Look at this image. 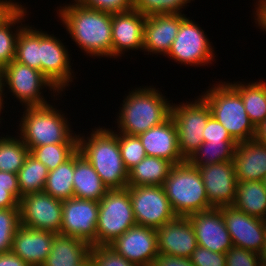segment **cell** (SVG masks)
<instances>
[{
    "label": "cell",
    "mask_w": 266,
    "mask_h": 266,
    "mask_svg": "<svg viewBox=\"0 0 266 266\" xmlns=\"http://www.w3.org/2000/svg\"><path fill=\"white\" fill-rule=\"evenodd\" d=\"M90 255L95 266H136L108 246L91 247Z\"/></svg>",
    "instance_id": "b9f144b4"
},
{
    "label": "cell",
    "mask_w": 266,
    "mask_h": 266,
    "mask_svg": "<svg viewBox=\"0 0 266 266\" xmlns=\"http://www.w3.org/2000/svg\"><path fill=\"white\" fill-rule=\"evenodd\" d=\"M254 6L256 10L253 13V19L257 27L266 32V0H257ZM255 15V16H254Z\"/></svg>",
    "instance_id": "7dc6e473"
},
{
    "label": "cell",
    "mask_w": 266,
    "mask_h": 266,
    "mask_svg": "<svg viewBox=\"0 0 266 266\" xmlns=\"http://www.w3.org/2000/svg\"><path fill=\"white\" fill-rule=\"evenodd\" d=\"M68 48L54 34L40 29L41 73L62 93L73 82Z\"/></svg>",
    "instance_id": "5bb4252c"
},
{
    "label": "cell",
    "mask_w": 266,
    "mask_h": 266,
    "mask_svg": "<svg viewBox=\"0 0 266 266\" xmlns=\"http://www.w3.org/2000/svg\"><path fill=\"white\" fill-rule=\"evenodd\" d=\"M118 144L124 166L128 171L147 156L138 136L118 133Z\"/></svg>",
    "instance_id": "f35d334b"
},
{
    "label": "cell",
    "mask_w": 266,
    "mask_h": 266,
    "mask_svg": "<svg viewBox=\"0 0 266 266\" xmlns=\"http://www.w3.org/2000/svg\"><path fill=\"white\" fill-rule=\"evenodd\" d=\"M236 147L235 141L203 142L187 161L196 168L233 161Z\"/></svg>",
    "instance_id": "1f68e13d"
},
{
    "label": "cell",
    "mask_w": 266,
    "mask_h": 266,
    "mask_svg": "<svg viewBox=\"0 0 266 266\" xmlns=\"http://www.w3.org/2000/svg\"><path fill=\"white\" fill-rule=\"evenodd\" d=\"M234 141L226 128L211 116L203 131V142Z\"/></svg>",
    "instance_id": "f6af8a7d"
},
{
    "label": "cell",
    "mask_w": 266,
    "mask_h": 266,
    "mask_svg": "<svg viewBox=\"0 0 266 266\" xmlns=\"http://www.w3.org/2000/svg\"><path fill=\"white\" fill-rule=\"evenodd\" d=\"M78 151L91 163L108 189L128 186V170L123 163L115 130L99 126L87 137L79 134Z\"/></svg>",
    "instance_id": "7a4b0ae2"
},
{
    "label": "cell",
    "mask_w": 266,
    "mask_h": 266,
    "mask_svg": "<svg viewBox=\"0 0 266 266\" xmlns=\"http://www.w3.org/2000/svg\"><path fill=\"white\" fill-rule=\"evenodd\" d=\"M263 184H264V187H265V189H266V176L263 178Z\"/></svg>",
    "instance_id": "9f6ffc18"
},
{
    "label": "cell",
    "mask_w": 266,
    "mask_h": 266,
    "mask_svg": "<svg viewBox=\"0 0 266 266\" xmlns=\"http://www.w3.org/2000/svg\"><path fill=\"white\" fill-rule=\"evenodd\" d=\"M153 266H193L190 258L158 254Z\"/></svg>",
    "instance_id": "bcb514c9"
},
{
    "label": "cell",
    "mask_w": 266,
    "mask_h": 266,
    "mask_svg": "<svg viewBox=\"0 0 266 266\" xmlns=\"http://www.w3.org/2000/svg\"><path fill=\"white\" fill-rule=\"evenodd\" d=\"M254 139L266 145V119L256 127Z\"/></svg>",
    "instance_id": "f907efd6"
},
{
    "label": "cell",
    "mask_w": 266,
    "mask_h": 266,
    "mask_svg": "<svg viewBox=\"0 0 266 266\" xmlns=\"http://www.w3.org/2000/svg\"><path fill=\"white\" fill-rule=\"evenodd\" d=\"M147 156L160 157L174 165L184 162L177 142V131L171 115L161 124L138 135Z\"/></svg>",
    "instance_id": "603a6c76"
},
{
    "label": "cell",
    "mask_w": 266,
    "mask_h": 266,
    "mask_svg": "<svg viewBox=\"0 0 266 266\" xmlns=\"http://www.w3.org/2000/svg\"><path fill=\"white\" fill-rule=\"evenodd\" d=\"M76 3L110 14L128 12L133 9V0H73Z\"/></svg>",
    "instance_id": "60d3db41"
},
{
    "label": "cell",
    "mask_w": 266,
    "mask_h": 266,
    "mask_svg": "<svg viewBox=\"0 0 266 266\" xmlns=\"http://www.w3.org/2000/svg\"><path fill=\"white\" fill-rule=\"evenodd\" d=\"M226 266H261L258 253L232 246L226 252Z\"/></svg>",
    "instance_id": "7bdbcfd3"
},
{
    "label": "cell",
    "mask_w": 266,
    "mask_h": 266,
    "mask_svg": "<svg viewBox=\"0 0 266 266\" xmlns=\"http://www.w3.org/2000/svg\"><path fill=\"white\" fill-rule=\"evenodd\" d=\"M56 233L20 225L12 242L11 252L29 266H43Z\"/></svg>",
    "instance_id": "7402d4cb"
},
{
    "label": "cell",
    "mask_w": 266,
    "mask_h": 266,
    "mask_svg": "<svg viewBox=\"0 0 266 266\" xmlns=\"http://www.w3.org/2000/svg\"><path fill=\"white\" fill-rule=\"evenodd\" d=\"M4 96L3 95H0V116H1V113H3L2 112V109H3V107H4V105L3 104H6V102L4 101ZM0 120H3V118L1 119L0 118ZM2 122L0 121V124H1Z\"/></svg>",
    "instance_id": "11a10c76"
},
{
    "label": "cell",
    "mask_w": 266,
    "mask_h": 266,
    "mask_svg": "<svg viewBox=\"0 0 266 266\" xmlns=\"http://www.w3.org/2000/svg\"><path fill=\"white\" fill-rule=\"evenodd\" d=\"M173 166L167 159L146 156L128 171V186H163Z\"/></svg>",
    "instance_id": "4316f807"
},
{
    "label": "cell",
    "mask_w": 266,
    "mask_h": 266,
    "mask_svg": "<svg viewBox=\"0 0 266 266\" xmlns=\"http://www.w3.org/2000/svg\"><path fill=\"white\" fill-rule=\"evenodd\" d=\"M91 247L79 238L56 234L43 266H77L90 255Z\"/></svg>",
    "instance_id": "484cf974"
},
{
    "label": "cell",
    "mask_w": 266,
    "mask_h": 266,
    "mask_svg": "<svg viewBox=\"0 0 266 266\" xmlns=\"http://www.w3.org/2000/svg\"><path fill=\"white\" fill-rule=\"evenodd\" d=\"M0 95H4L3 69L0 68Z\"/></svg>",
    "instance_id": "db71d44e"
},
{
    "label": "cell",
    "mask_w": 266,
    "mask_h": 266,
    "mask_svg": "<svg viewBox=\"0 0 266 266\" xmlns=\"http://www.w3.org/2000/svg\"><path fill=\"white\" fill-rule=\"evenodd\" d=\"M163 188L177 216L187 217L213 208L208 201L199 169L187 160L172 167Z\"/></svg>",
    "instance_id": "5b68a950"
},
{
    "label": "cell",
    "mask_w": 266,
    "mask_h": 266,
    "mask_svg": "<svg viewBox=\"0 0 266 266\" xmlns=\"http://www.w3.org/2000/svg\"><path fill=\"white\" fill-rule=\"evenodd\" d=\"M156 231L158 254L190 258L198 246L193 225L188 217L177 216Z\"/></svg>",
    "instance_id": "d6986e66"
},
{
    "label": "cell",
    "mask_w": 266,
    "mask_h": 266,
    "mask_svg": "<svg viewBox=\"0 0 266 266\" xmlns=\"http://www.w3.org/2000/svg\"><path fill=\"white\" fill-rule=\"evenodd\" d=\"M71 2L56 12L73 42L90 57L112 58V14Z\"/></svg>",
    "instance_id": "6da1fadb"
},
{
    "label": "cell",
    "mask_w": 266,
    "mask_h": 266,
    "mask_svg": "<svg viewBox=\"0 0 266 266\" xmlns=\"http://www.w3.org/2000/svg\"><path fill=\"white\" fill-rule=\"evenodd\" d=\"M74 198L100 201L109 191L91 163L77 150L74 153Z\"/></svg>",
    "instance_id": "d4e9b609"
},
{
    "label": "cell",
    "mask_w": 266,
    "mask_h": 266,
    "mask_svg": "<svg viewBox=\"0 0 266 266\" xmlns=\"http://www.w3.org/2000/svg\"><path fill=\"white\" fill-rule=\"evenodd\" d=\"M232 206L248 215L266 220V189L263 181H238Z\"/></svg>",
    "instance_id": "83f0119b"
},
{
    "label": "cell",
    "mask_w": 266,
    "mask_h": 266,
    "mask_svg": "<svg viewBox=\"0 0 266 266\" xmlns=\"http://www.w3.org/2000/svg\"><path fill=\"white\" fill-rule=\"evenodd\" d=\"M23 111L17 134L29 150L47 144L78 143V134L72 131L68 117L54 105L27 107Z\"/></svg>",
    "instance_id": "277c9868"
},
{
    "label": "cell",
    "mask_w": 266,
    "mask_h": 266,
    "mask_svg": "<svg viewBox=\"0 0 266 266\" xmlns=\"http://www.w3.org/2000/svg\"><path fill=\"white\" fill-rule=\"evenodd\" d=\"M171 117L177 131L178 149L188 160L203 143V131L212 116L206 100L199 95L195 101L171 105Z\"/></svg>",
    "instance_id": "ba28073f"
},
{
    "label": "cell",
    "mask_w": 266,
    "mask_h": 266,
    "mask_svg": "<svg viewBox=\"0 0 266 266\" xmlns=\"http://www.w3.org/2000/svg\"><path fill=\"white\" fill-rule=\"evenodd\" d=\"M146 16L134 9L112 14V58L128 50H142Z\"/></svg>",
    "instance_id": "ffe728a7"
},
{
    "label": "cell",
    "mask_w": 266,
    "mask_h": 266,
    "mask_svg": "<svg viewBox=\"0 0 266 266\" xmlns=\"http://www.w3.org/2000/svg\"><path fill=\"white\" fill-rule=\"evenodd\" d=\"M19 201L18 175L0 171V209L19 208Z\"/></svg>",
    "instance_id": "ab89813d"
},
{
    "label": "cell",
    "mask_w": 266,
    "mask_h": 266,
    "mask_svg": "<svg viewBox=\"0 0 266 266\" xmlns=\"http://www.w3.org/2000/svg\"><path fill=\"white\" fill-rule=\"evenodd\" d=\"M187 217L193 225L198 246L222 254L233 246L220 208L213 207Z\"/></svg>",
    "instance_id": "e0dca14e"
},
{
    "label": "cell",
    "mask_w": 266,
    "mask_h": 266,
    "mask_svg": "<svg viewBox=\"0 0 266 266\" xmlns=\"http://www.w3.org/2000/svg\"><path fill=\"white\" fill-rule=\"evenodd\" d=\"M48 172L45 165L29 154L17 174L20 199L28 194L43 191Z\"/></svg>",
    "instance_id": "836d02e7"
},
{
    "label": "cell",
    "mask_w": 266,
    "mask_h": 266,
    "mask_svg": "<svg viewBox=\"0 0 266 266\" xmlns=\"http://www.w3.org/2000/svg\"><path fill=\"white\" fill-rule=\"evenodd\" d=\"M136 266H153L158 256L157 231L135 225L108 245Z\"/></svg>",
    "instance_id": "9a60e30c"
},
{
    "label": "cell",
    "mask_w": 266,
    "mask_h": 266,
    "mask_svg": "<svg viewBox=\"0 0 266 266\" xmlns=\"http://www.w3.org/2000/svg\"><path fill=\"white\" fill-rule=\"evenodd\" d=\"M29 155V148L18 136H0V171L18 174Z\"/></svg>",
    "instance_id": "e575fe53"
},
{
    "label": "cell",
    "mask_w": 266,
    "mask_h": 266,
    "mask_svg": "<svg viewBox=\"0 0 266 266\" xmlns=\"http://www.w3.org/2000/svg\"><path fill=\"white\" fill-rule=\"evenodd\" d=\"M261 260H266V220H265V239L261 252L259 253Z\"/></svg>",
    "instance_id": "f5cc1de1"
},
{
    "label": "cell",
    "mask_w": 266,
    "mask_h": 266,
    "mask_svg": "<svg viewBox=\"0 0 266 266\" xmlns=\"http://www.w3.org/2000/svg\"><path fill=\"white\" fill-rule=\"evenodd\" d=\"M218 82L201 93L212 116L226 128L237 144L254 139L256 127L246 113L241 95L228 82Z\"/></svg>",
    "instance_id": "8992f818"
},
{
    "label": "cell",
    "mask_w": 266,
    "mask_h": 266,
    "mask_svg": "<svg viewBox=\"0 0 266 266\" xmlns=\"http://www.w3.org/2000/svg\"><path fill=\"white\" fill-rule=\"evenodd\" d=\"M20 226V208L0 209V254L11 252L16 230Z\"/></svg>",
    "instance_id": "74e56055"
},
{
    "label": "cell",
    "mask_w": 266,
    "mask_h": 266,
    "mask_svg": "<svg viewBox=\"0 0 266 266\" xmlns=\"http://www.w3.org/2000/svg\"><path fill=\"white\" fill-rule=\"evenodd\" d=\"M261 266H266V260H261Z\"/></svg>",
    "instance_id": "6f0895ef"
},
{
    "label": "cell",
    "mask_w": 266,
    "mask_h": 266,
    "mask_svg": "<svg viewBox=\"0 0 266 266\" xmlns=\"http://www.w3.org/2000/svg\"><path fill=\"white\" fill-rule=\"evenodd\" d=\"M21 4L0 23V68L2 69L15 59L19 32L26 25L23 24L26 21V15H30L27 14V7ZM18 23L21 25L19 26ZM16 24L17 29L14 28Z\"/></svg>",
    "instance_id": "f546056e"
},
{
    "label": "cell",
    "mask_w": 266,
    "mask_h": 266,
    "mask_svg": "<svg viewBox=\"0 0 266 266\" xmlns=\"http://www.w3.org/2000/svg\"><path fill=\"white\" fill-rule=\"evenodd\" d=\"M77 266H95L94 259L91 255H89L84 261H82Z\"/></svg>",
    "instance_id": "816d5d0a"
},
{
    "label": "cell",
    "mask_w": 266,
    "mask_h": 266,
    "mask_svg": "<svg viewBox=\"0 0 266 266\" xmlns=\"http://www.w3.org/2000/svg\"><path fill=\"white\" fill-rule=\"evenodd\" d=\"M194 0H133V9L144 16L182 14L187 3Z\"/></svg>",
    "instance_id": "8d00e7d4"
},
{
    "label": "cell",
    "mask_w": 266,
    "mask_h": 266,
    "mask_svg": "<svg viewBox=\"0 0 266 266\" xmlns=\"http://www.w3.org/2000/svg\"><path fill=\"white\" fill-rule=\"evenodd\" d=\"M198 169L211 206H232L238 182L233 161L202 166Z\"/></svg>",
    "instance_id": "ac0fdd59"
},
{
    "label": "cell",
    "mask_w": 266,
    "mask_h": 266,
    "mask_svg": "<svg viewBox=\"0 0 266 266\" xmlns=\"http://www.w3.org/2000/svg\"><path fill=\"white\" fill-rule=\"evenodd\" d=\"M205 31L195 20L186 17L180 24L178 33L166 55L174 62L189 66L212 65L215 60L214 46L209 41ZM198 65V66H197Z\"/></svg>",
    "instance_id": "30bf717a"
},
{
    "label": "cell",
    "mask_w": 266,
    "mask_h": 266,
    "mask_svg": "<svg viewBox=\"0 0 266 266\" xmlns=\"http://www.w3.org/2000/svg\"><path fill=\"white\" fill-rule=\"evenodd\" d=\"M157 89L140 86L125 96L115 122L117 133L138 136L170 116L172 103Z\"/></svg>",
    "instance_id": "3957f363"
},
{
    "label": "cell",
    "mask_w": 266,
    "mask_h": 266,
    "mask_svg": "<svg viewBox=\"0 0 266 266\" xmlns=\"http://www.w3.org/2000/svg\"><path fill=\"white\" fill-rule=\"evenodd\" d=\"M29 25L19 32L14 60L41 71L40 29Z\"/></svg>",
    "instance_id": "d6a6232c"
},
{
    "label": "cell",
    "mask_w": 266,
    "mask_h": 266,
    "mask_svg": "<svg viewBox=\"0 0 266 266\" xmlns=\"http://www.w3.org/2000/svg\"><path fill=\"white\" fill-rule=\"evenodd\" d=\"M19 3L21 2H15V0H0V23L20 5Z\"/></svg>",
    "instance_id": "681fc988"
},
{
    "label": "cell",
    "mask_w": 266,
    "mask_h": 266,
    "mask_svg": "<svg viewBox=\"0 0 266 266\" xmlns=\"http://www.w3.org/2000/svg\"><path fill=\"white\" fill-rule=\"evenodd\" d=\"M135 225L129 190L109 189L99 201L96 246H108Z\"/></svg>",
    "instance_id": "52a82bcc"
},
{
    "label": "cell",
    "mask_w": 266,
    "mask_h": 266,
    "mask_svg": "<svg viewBox=\"0 0 266 266\" xmlns=\"http://www.w3.org/2000/svg\"><path fill=\"white\" fill-rule=\"evenodd\" d=\"M0 266H29L12 252L0 254Z\"/></svg>",
    "instance_id": "c3c4849f"
},
{
    "label": "cell",
    "mask_w": 266,
    "mask_h": 266,
    "mask_svg": "<svg viewBox=\"0 0 266 266\" xmlns=\"http://www.w3.org/2000/svg\"><path fill=\"white\" fill-rule=\"evenodd\" d=\"M185 18L184 13L146 16L143 51L148 52L147 55L150 53L158 56L160 53L159 55L163 54L166 57Z\"/></svg>",
    "instance_id": "44dd1931"
},
{
    "label": "cell",
    "mask_w": 266,
    "mask_h": 266,
    "mask_svg": "<svg viewBox=\"0 0 266 266\" xmlns=\"http://www.w3.org/2000/svg\"><path fill=\"white\" fill-rule=\"evenodd\" d=\"M98 215V201L74 197L64 200L59 234L79 238L96 247Z\"/></svg>",
    "instance_id": "4fadbf2b"
},
{
    "label": "cell",
    "mask_w": 266,
    "mask_h": 266,
    "mask_svg": "<svg viewBox=\"0 0 266 266\" xmlns=\"http://www.w3.org/2000/svg\"><path fill=\"white\" fill-rule=\"evenodd\" d=\"M74 154L48 172L44 192L61 201L74 197L73 190Z\"/></svg>",
    "instance_id": "4dcf8cb0"
},
{
    "label": "cell",
    "mask_w": 266,
    "mask_h": 266,
    "mask_svg": "<svg viewBox=\"0 0 266 266\" xmlns=\"http://www.w3.org/2000/svg\"><path fill=\"white\" fill-rule=\"evenodd\" d=\"M126 188L130 193L137 225L157 229L177 217L163 186L143 185Z\"/></svg>",
    "instance_id": "8fae6325"
},
{
    "label": "cell",
    "mask_w": 266,
    "mask_h": 266,
    "mask_svg": "<svg viewBox=\"0 0 266 266\" xmlns=\"http://www.w3.org/2000/svg\"><path fill=\"white\" fill-rule=\"evenodd\" d=\"M193 266H226V255L197 246L190 257Z\"/></svg>",
    "instance_id": "ee69618b"
},
{
    "label": "cell",
    "mask_w": 266,
    "mask_h": 266,
    "mask_svg": "<svg viewBox=\"0 0 266 266\" xmlns=\"http://www.w3.org/2000/svg\"><path fill=\"white\" fill-rule=\"evenodd\" d=\"M242 97L246 113L255 127L266 119V82H229Z\"/></svg>",
    "instance_id": "f1b7e54d"
},
{
    "label": "cell",
    "mask_w": 266,
    "mask_h": 266,
    "mask_svg": "<svg viewBox=\"0 0 266 266\" xmlns=\"http://www.w3.org/2000/svg\"><path fill=\"white\" fill-rule=\"evenodd\" d=\"M233 164L237 181H262L266 176V145L255 139L238 143Z\"/></svg>",
    "instance_id": "cb8c5ba5"
},
{
    "label": "cell",
    "mask_w": 266,
    "mask_h": 266,
    "mask_svg": "<svg viewBox=\"0 0 266 266\" xmlns=\"http://www.w3.org/2000/svg\"><path fill=\"white\" fill-rule=\"evenodd\" d=\"M4 96L12 93L24 107H40L50 104L42 89H49L51 97L61 96V92L42 73L36 69L13 60L3 69ZM46 87V88H45ZM8 89L9 91L5 92ZM53 93V95H52ZM56 94V95H55Z\"/></svg>",
    "instance_id": "9c48e42d"
},
{
    "label": "cell",
    "mask_w": 266,
    "mask_h": 266,
    "mask_svg": "<svg viewBox=\"0 0 266 266\" xmlns=\"http://www.w3.org/2000/svg\"><path fill=\"white\" fill-rule=\"evenodd\" d=\"M77 150L78 143H57L33 147L29 154L51 171L68 160Z\"/></svg>",
    "instance_id": "d590c367"
},
{
    "label": "cell",
    "mask_w": 266,
    "mask_h": 266,
    "mask_svg": "<svg viewBox=\"0 0 266 266\" xmlns=\"http://www.w3.org/2000/svg\"><path fill=\"white\" fill-rule=\"evenodd\" d=\"M233 246L260 253L265 239V220L233 206L220 207Z\"/></svg>",
    "instance_id": "2e32d148"
},
{
    "label": "cell",
    "mask_w": 266,
    "mask_h": 266,
    "mask_svg": "<svg viewBox=\"0 0 266 266\" xmlns=\"http://www.w3.org/2000/svg\"><path fill=\"white\" fill-rule=\"evenodd\" d=\"M63 201L44 191L22 197L19 201L20 225L59 234Z\"/></svg>",
    "instance_id": "7c38bea8"
}]
</instances>
